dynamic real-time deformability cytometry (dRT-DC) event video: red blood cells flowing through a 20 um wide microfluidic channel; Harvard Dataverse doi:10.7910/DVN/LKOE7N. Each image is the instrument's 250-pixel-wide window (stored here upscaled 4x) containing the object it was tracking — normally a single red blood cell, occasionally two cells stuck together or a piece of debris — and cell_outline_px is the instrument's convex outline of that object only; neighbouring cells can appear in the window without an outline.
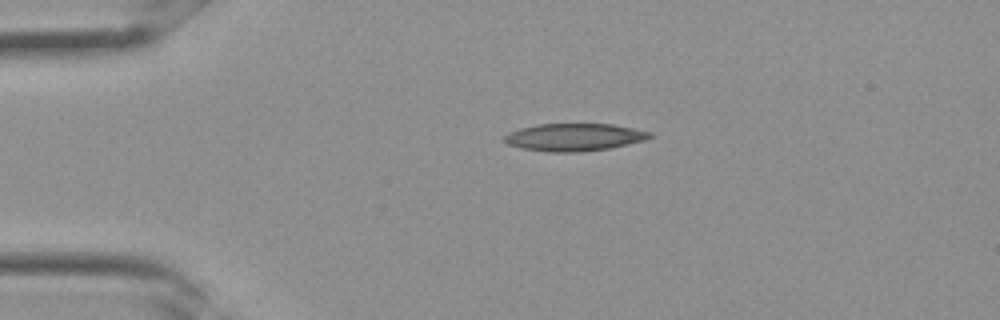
{"species": "Egyptian fruit bat (a non-hibernating species)", "species_latin": "Rousettus aegyptiacus", "temperature_condition": "room temperature", "stored_images_in_passage": 27, "camera_frame_rate_fps": 3000, "um_per_image_px": 0.085, "frame": {"image": 1, "passage_image": 1, "time_ms": 0.0, "image_size_px": [1000, 320], "cell_outline_px": [[656, 136], [644, 140], [608, 148], [580, 152], [548, 152], [520, 148], [508, 144], [504, 140], [504, 136], [508, 132], [520, 128], [536, 124], [612, 124], [652, 132]], "centroid_in_image_um": [48.8, 11.66], "position_along_channel_um": 36.2, "area_um2": 23.35}}
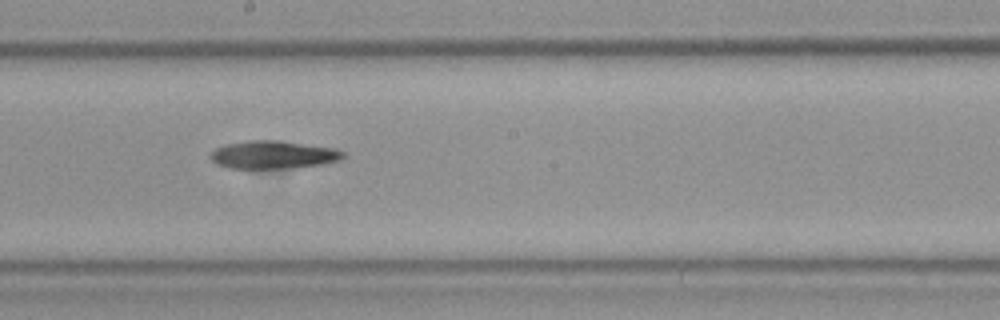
{"frame": {"image": 2, "passage_image": 12, "time_ms": 3.667, "image_size_px": [1000, 320], "cell_outline_px": [[348, 156], [340, 160], [324, 164], [288, 168], [228, 168], [216, 164], [208, 156], [216, 148], [228, 144], [248, 140], [280, 140], [336, 148], [344, 152]], "centroid_in_image_um": [23.27, 13.15], "position_along_channel_um": 224.9, "area_um2": 21.79}}
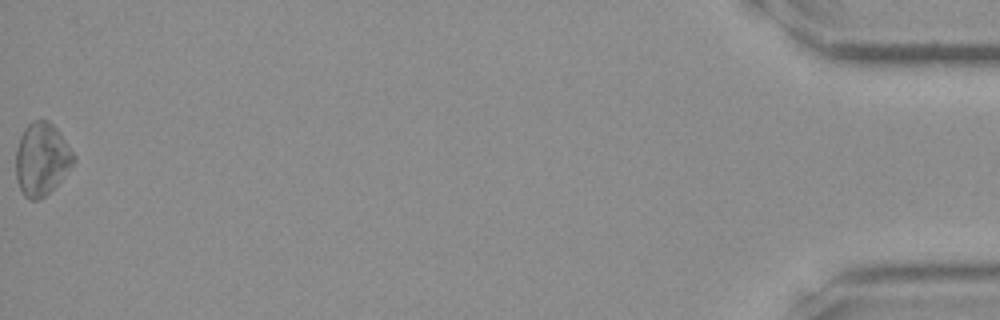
{"frame": {"image": 3, "passage_image": 27, "time_ms": 8.667, "image_size_px": [1000, 320], "cell_outline_px": [[76, 160], [60, 180], [40, 200], [28, 200], [24, 196], [16, 180], [16, 148], [20, 136], [24, 128], [32, 120], [48, 120], [56, 128], [76, 156]], "centroid_in_image_um": [3.52, 13.52], "position_along_channel_um": 431.7, "area_um2": 24.39}}